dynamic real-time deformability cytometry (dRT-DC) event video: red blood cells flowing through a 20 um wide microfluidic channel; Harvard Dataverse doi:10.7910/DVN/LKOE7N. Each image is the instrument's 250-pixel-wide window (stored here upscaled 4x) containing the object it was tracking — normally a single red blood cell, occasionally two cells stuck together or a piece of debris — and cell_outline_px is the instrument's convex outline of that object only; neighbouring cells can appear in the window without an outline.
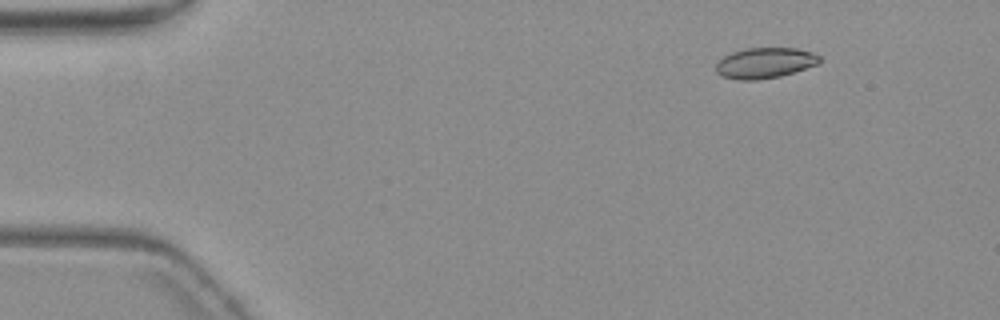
{"species": "common noctule bat (a hibernating species)", "species_latin": "Nyctalus noctula", "temperature_condition": "warm", "stored_images_in_passage": 6, "camera_frame_rate_fps": 3000, "um_per_image_px": 0.085, "animal": {"sex": "female", "body_mass_g": 19.3, "forearm_length_mm": 54.1}, "frame": {"image": 1, "passage_image": 2, "time_ms": 1.333, "image_size_px": [1000, 320], "cell_outline_px": [[820, 64], [780, 76], [756, 80], [736, 80], [720, 76], [716, 72], [716, 64], [724, 56], [732, 52], [744, 48], [796, 48], [812, 52], [820, 56]], "centroid_in_image_um": [65.01, 5.35], "position_along_channel_um": 20.0, "area_um2": 18.61}}
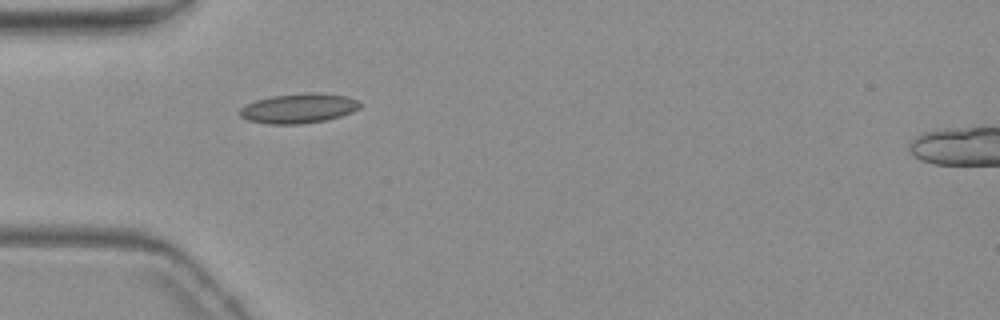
{"frame": {"image": 2, "passage_image": 5, "time_ms": 5.0, "image_size_px": [1000, 320], "cell_outline_px": [[360, 108], [352, 112], [340, 116], [324, 120], [300, 124], [268, 124], [248, 120], [240, 116], [240, 108], [256, 100], [272, 96], [308, 92], [320, 92], [348, 96], [360, 100]], "centroid_in_image_um": [25.43, 9.19], "position_along_channel_um": 59.6, "area_um2": 20.87}}
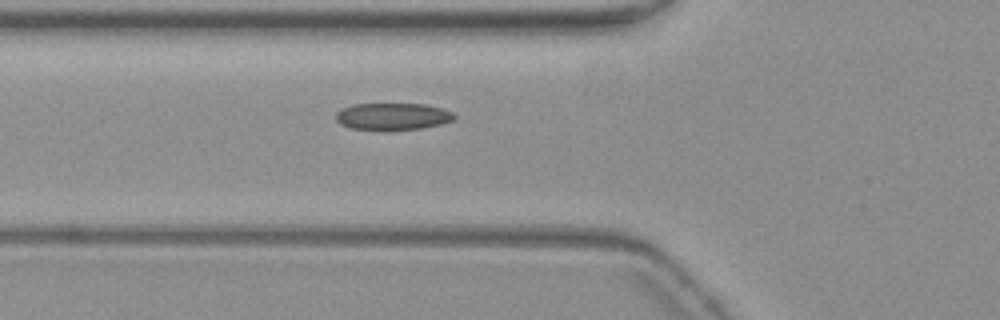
{"frame": {"image": 3, "passage_image": 6, "time_ms": 6.0, "image_size_px": [1000, 320], "cell_outline_px": [[456, 116], [452, 120], [440, 124], [420, 128], [348, 128], [340, 124], [336, 120], [336, 112], [352, 104], [424, 104], [444, 108], [452, 112]], "centroid_in_image_um": [33.38, 9.86], "position_along_channel_um": 92.4, "area_um2": 18.03}}